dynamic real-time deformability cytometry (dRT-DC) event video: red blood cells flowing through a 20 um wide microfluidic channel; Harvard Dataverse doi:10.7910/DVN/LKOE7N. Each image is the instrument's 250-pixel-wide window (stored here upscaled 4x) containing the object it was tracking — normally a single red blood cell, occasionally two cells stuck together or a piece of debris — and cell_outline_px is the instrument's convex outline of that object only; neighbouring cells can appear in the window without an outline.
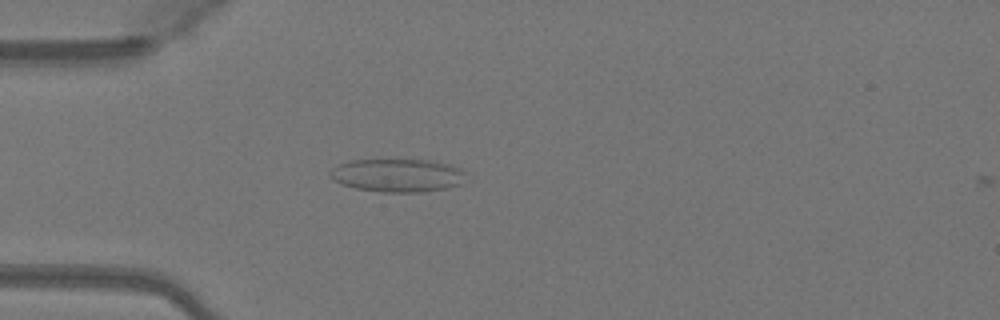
{"species": "Egyptian fruit bat (a non-hibernating species)", "species_latin": "Rousettus aegyptiacus", "temperature_condition": "warm", "stored_images_in_passage": 10, "camera_frame_rate_fps": 3000, "um_per_image_px": 0.085, "animal": {"sex": "female"}, "frame": {"image": 1, "passage_image": 9, "time_ms": 2.667, "image_size_px": [1000, 320], "cell_outline_px": [[464, 172], [460, 184], [448, 188], [424, 192], [384, 192], [356, 188], [340, 184], [332, 180], [328, 176], [328, 172], [332, 168], [340, 164], [352, 160], [428, 160], [448, 164], [460, 168]], "centroid_in_image_um": [33.73, 14.91], "position_along_channel_um": 51.3, "area_um2": 26.18}}